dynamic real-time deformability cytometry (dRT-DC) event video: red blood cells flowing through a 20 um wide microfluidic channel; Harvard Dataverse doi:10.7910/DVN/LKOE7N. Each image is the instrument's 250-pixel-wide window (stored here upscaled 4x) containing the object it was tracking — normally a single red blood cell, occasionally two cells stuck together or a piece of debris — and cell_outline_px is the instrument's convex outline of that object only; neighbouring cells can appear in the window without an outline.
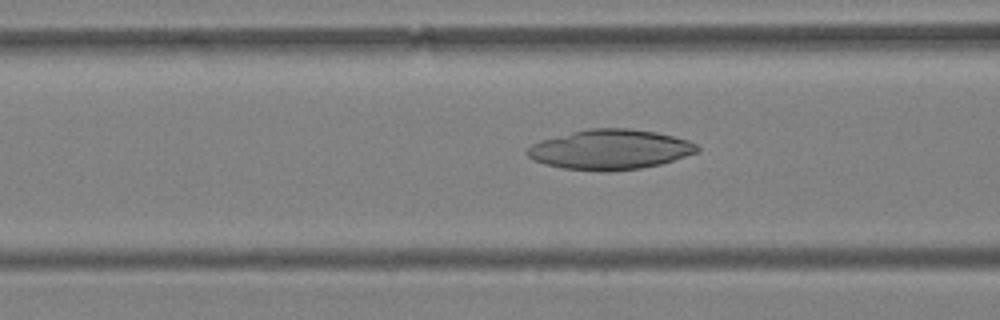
{"species": "Egyptian fruit bat (a non-hibernating species)", "species_latin": "Rousettus aegyptiacus", "temperature_condition": "warm", "stored_images_in_passage": 40, "camera_frame_rate_fps": 3000, "um_per_image_px": 0.085, "animal": {"sex": "female"}, "frame": {"image": 1, "passage_image": 6, "time_ms": 1.667, "image_size_px": [1000, 320], "cell_outline_px": [[700, 148], [696, 152], [660, 164], [640, 168], [600, 172], [564, 168], [544, 164], [532, 160], [524, 152], [532, 144], [540, 140], [588, 128], [628, 128], [656, 132], [688, 140], [696, 144]], "centroid_in_image_um": [51.81, 12.71], "position_along_channel_um": 114.8, "area_um2": 39.42}}
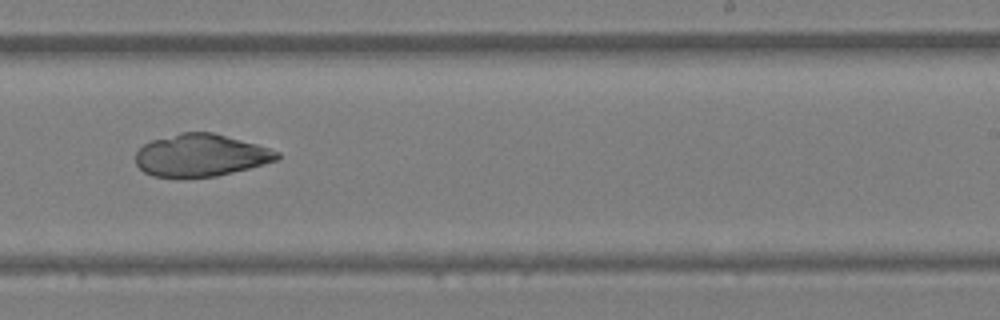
{"frame": {"image": 2, "passage_image": 19, "time_ms": 6.0, "image_size_px": [1000, 320], "cell_outline_px": [[280, 156], [276, 160], [248, 168], [216, 176], [184, 180], [152, 176], [144, 172], [136, 164], [136, 152], [144, 144], [152, 140], [180, 132], [212, 132], [256, 144], [280, 152]], "centroid_in_image_um": [17.01, 13.23], "position_along_channel_um": 272.0, "area_um2": 35.26}}
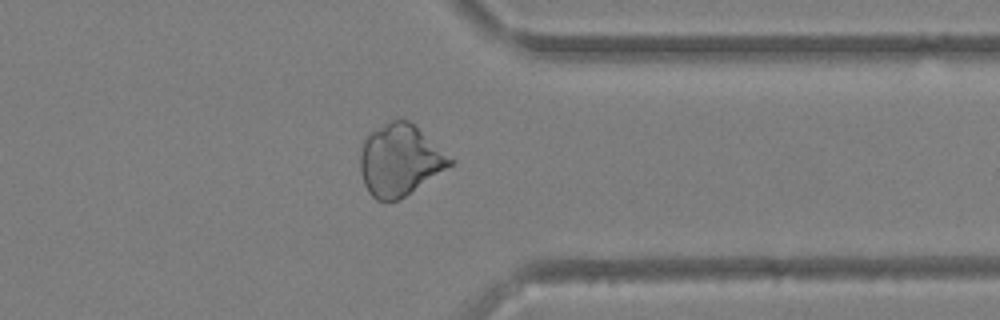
{"frame": {"image": 3, "passage_image": 28, "time_ms": 9.0, "image_size_px": [1000, 320], "cell_outline_px": [[456, 160], [452, 164], [404, 196], [396, 200], [376, 200], [368, 192], [364, 184], [360, 172], [360, 152], [364, 140], [368, 132], [392, 120], [408, 120], [416, 124]], "centroid_in_image_um": [33.98, 13.57], "position_along_channel_um": 377.4, "area_um2": 37.4}}